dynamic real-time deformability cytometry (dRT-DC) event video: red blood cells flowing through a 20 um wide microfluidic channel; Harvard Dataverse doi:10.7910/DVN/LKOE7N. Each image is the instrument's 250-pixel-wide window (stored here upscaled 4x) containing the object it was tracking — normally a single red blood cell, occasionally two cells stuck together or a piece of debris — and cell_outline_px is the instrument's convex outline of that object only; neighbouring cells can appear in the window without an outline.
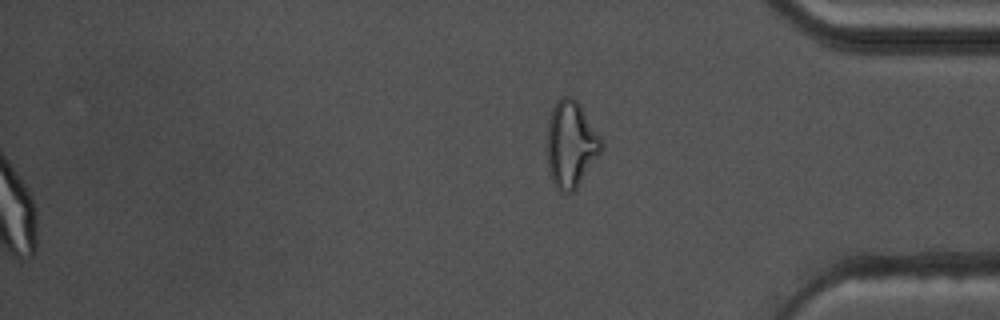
{"species": "common noctule bat (a hibernating species)", "species_latin": "Nyctalus noctula", "temperature_condition": "warm", "stored_images_in_passage": 41, "segment_of_instrument_passage": [2, 2], "camera_frame_rate_fps": 3000, "um_per_image_px": 0.085, "animal": {"sex": "male", "body_mass_g": 17.5, "forearm_length_mm": 52.3}, "frame": {"image": 1, "passage_image": 41, "time_ms": 13.333, "image_size_px": [1000, 320], "cell_outline_px": [[604, 148], [576, 188], [572, 192], [560, 192], [556, 188], [552, 180], [548, 168], [548, 120], [552, 108], [556, 100], [560, 96], [568, 96], [576, 100], [580, 104], [600, 136], [604, 144]], "centroid_in_image_um": [48.53, 12.24], "position_along_channel_um": 386.7, "area_um2": 27.28}}